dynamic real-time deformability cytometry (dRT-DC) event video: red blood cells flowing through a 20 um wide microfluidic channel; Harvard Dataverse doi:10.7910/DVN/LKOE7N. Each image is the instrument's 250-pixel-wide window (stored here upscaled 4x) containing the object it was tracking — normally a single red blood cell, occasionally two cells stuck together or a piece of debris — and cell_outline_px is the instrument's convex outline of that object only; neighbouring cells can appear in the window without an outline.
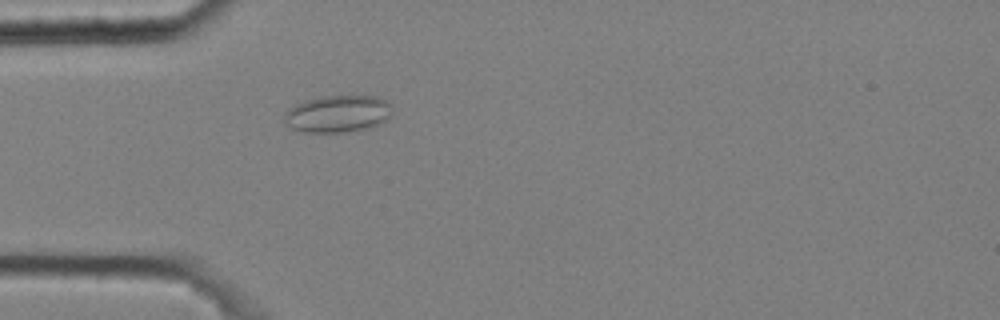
{"species": "common noctule bat (a hibernating species)", "species_latin": "Nyctalus noctula", "temperature_condition": "cold", "stored_images_in_passage": 47, "camera_frame_rate_fps": 3000, "um_per_image_px": 0.085, "animal": {"sex": "male", "body_mass_g": 20.4}, "frame": {"image": 1, "passage_image": 15, "time_ms": 4.667, "image_size_px": [1000, 320], "cell_outline_px": [[392, 116], [388, 120], [368, 128], [344, 132], [304, 132], [292, 128], [284, 120], [284, 112], [296, 104], [304, 100], [324, 96], [376, 96], [392, 104]], "centroid_in_image_um": [28.74, 9.67], "position_along_channel_um": 56.3, "area_um2": 23.41}}
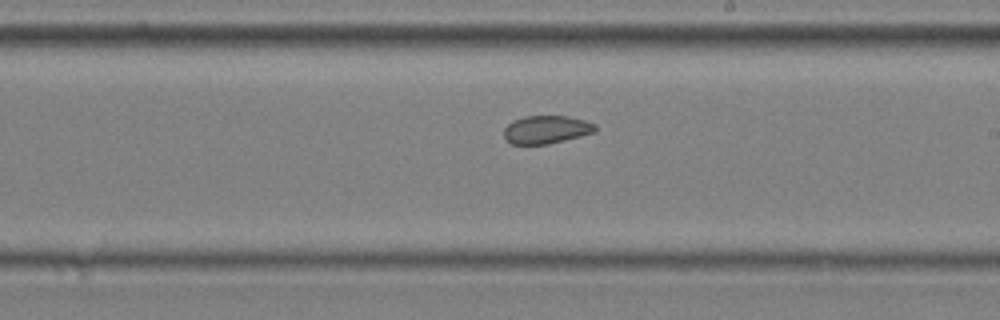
{"frame": {"image": 2, "passage_image": 31, "time_ms": 10.0, "image_size_px": [1000, 320], "cell_outline_px": [[596, 132], [548, 144], [512, 144], [504, 140], [504, 128], [512, 120], [524, 116], [568, 116], [584, 120], [596, 124]], "centroid_in_image_um": [46.41, 11.01], "position_along_channel_um": 242.6, "area_um2": 15.03}}
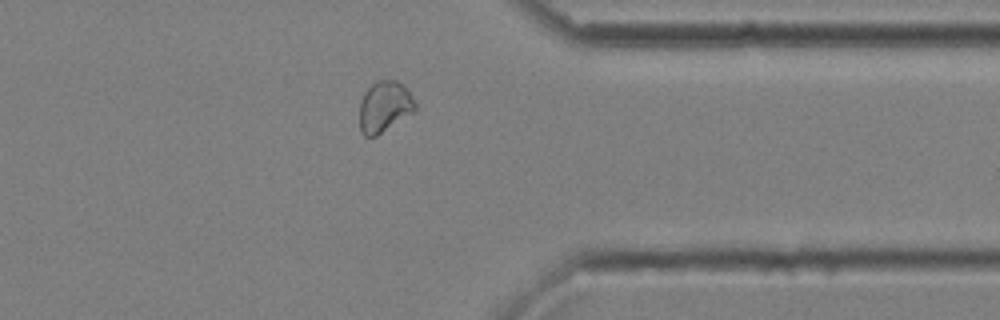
{"frame": {"image": 3, "passage_image": 43, "time_ms": 14.0, "image_size_px": [1000, 320], "cell_outline_px": [[416, 108], [412, 112], [376, 136], [364, 136], [360, 132], [360, 100], [364, 92], [376, 80], [396, 80], [404, 84], [416, 104]], "centroid_in_image_um": [32.65, 9.04], "position_along_channel_um": 378.7, "area_um2": 16.42}, "authors_computed_cell_mechanics": {"area_um2": 16.6464, "velocity_mm_per_s": 3.5807, "shape_relaxation_time_tau1_ms": null, "shape_relaxation_time_tau2_ms": 2.2798, "deformation_change_tau1": null, "deformation_change_tau2": 0.0677}}